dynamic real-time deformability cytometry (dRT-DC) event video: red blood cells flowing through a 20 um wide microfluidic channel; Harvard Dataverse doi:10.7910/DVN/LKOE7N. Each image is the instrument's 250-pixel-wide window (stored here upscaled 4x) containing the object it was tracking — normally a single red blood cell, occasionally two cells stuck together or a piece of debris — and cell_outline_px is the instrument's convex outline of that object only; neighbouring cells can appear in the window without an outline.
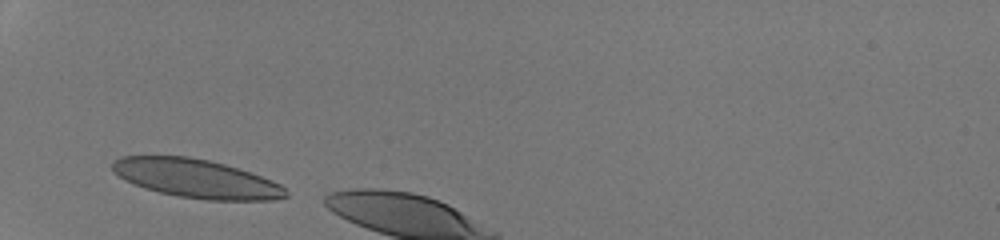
{"species": "human", "species_latin": "Homo sapiens", "temperature_condition": "room temperature", "stored_images_in_passage": 3, "camera_frame_rate_fps": 3000, "um_per_image_px": 0.085, "donor": {"sex": "male"}, "frame": {"image": 1, "passage_image": 1, "time_ms": 0.0, "image_size_px": [1000, 240], "cell_outline_px": [[288, 196], [272, 200], [204, 200], [176, 196], [144, 188], [124, 180], [112, 172], [112, 160], [120, 156], [188, 156], [208, 160], [224, 164], [272, 180], [280, 184], [288, 192]], "centroid_in_image_um": [16.63, 15.18], "position_along_channel_um": 68.4, "area_um2": 39.07}}